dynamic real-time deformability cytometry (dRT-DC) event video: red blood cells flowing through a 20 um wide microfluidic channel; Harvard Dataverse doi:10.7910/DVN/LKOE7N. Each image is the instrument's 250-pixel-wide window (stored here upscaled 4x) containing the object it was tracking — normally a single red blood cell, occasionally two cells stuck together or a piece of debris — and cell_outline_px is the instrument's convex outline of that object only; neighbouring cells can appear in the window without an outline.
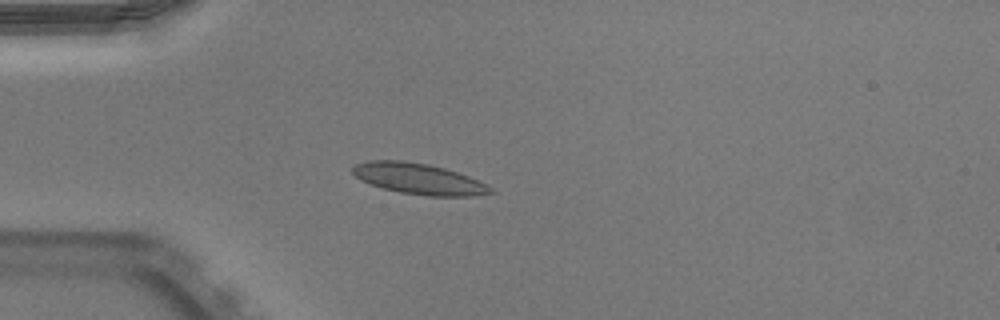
{"species": "Egyptian fruit bat (a non-hibernating species)", "species_latin": "Rousettus aegyptiacus", "temperature_condition": "warm", "stored_images_in_passage": 38, "camera_frame_rate_fps": 3000, "um_per_image_px": 0.085, "animal": {"sex": "male"}, "frame": {"image": 1, "passage_image": 1, "time_ms": 0.0, "image_size_px": [1000, 320], "cell_outline_px": [[496, 192], [472, 196], [428, 196], [400, 192], [384, 188], [360, 180], [352, 172], [352, 168], [356, 164], [368, 160], [404, 160], [428, 164], [444, 168], [468, 176], [492, 188]], "centroid_in_image_um": [35.57, 15.19], "position_along_channel_um": 49.4, "area_um2": 24.62}}
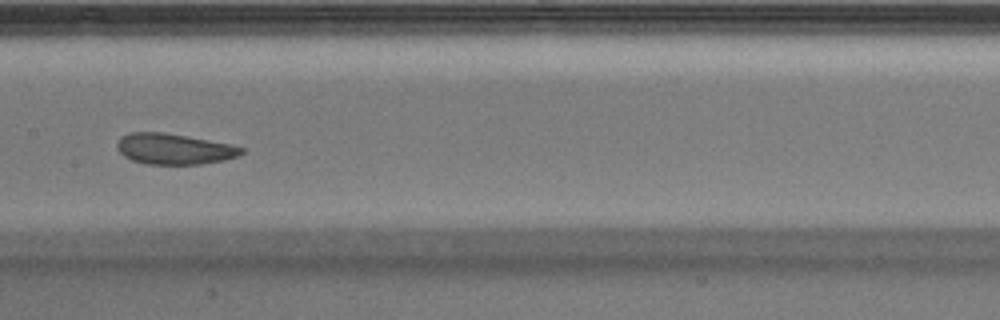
{"frame": {"image": 2, "passage_image": 13, "time_ms": 4.0, "image_size_px": [1000, 320], "cell_outline_px": [[244, 152], [236, 156], [224, 160], [200, 164], [144, 164], [132, 160], [124, 156], [116, 148], [116, 144], [120, 136], [128, 132], [164, 132], [232, 144], [244, 148]], "centroid_in_image_um": [14.76, 12.65], "position_along_channel_um": 192.6, "area_um2": 22.43}}
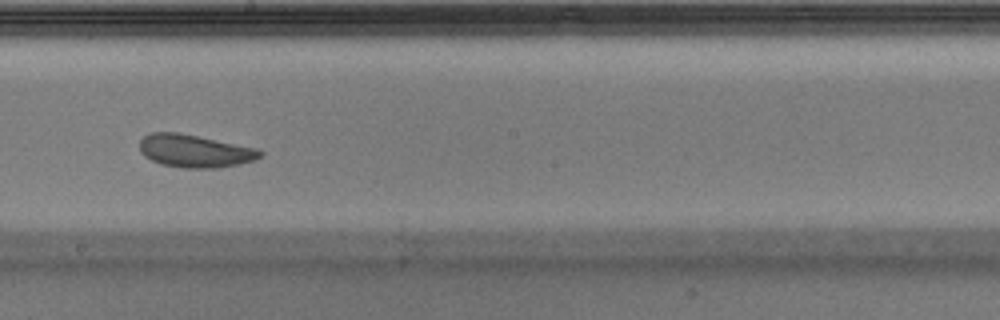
{"frame": {"image": 3, "passage_image": 16, "time_ms": 5.0, "image_size_px": [1000, 320], "cell_outline_px": [[264, 152], [260, 156], [252, 160], [240, 164], [220, 168], [180, 168], [160, 164], [144, 156], [140, 152], [140, 140], [144, 136], [152, 132], [180, 132], [260, 148]], "centroid_in_image_um": [16.57, 12.83], "position_along_channel_um": 231.6, "area_um2": 23.41}, "authors_computed_cell_mechanics": {"area_um2": 23.9292, "velocity_mm_per_s": 3.9239, "shape_relaxation_time_tau1_ms": 3.8254, "shape_relaxation_time_tau2_ms": 2.2675, "deformation_change_tau1": 0.0986, "deformation_change_tau2": 0.0988}}